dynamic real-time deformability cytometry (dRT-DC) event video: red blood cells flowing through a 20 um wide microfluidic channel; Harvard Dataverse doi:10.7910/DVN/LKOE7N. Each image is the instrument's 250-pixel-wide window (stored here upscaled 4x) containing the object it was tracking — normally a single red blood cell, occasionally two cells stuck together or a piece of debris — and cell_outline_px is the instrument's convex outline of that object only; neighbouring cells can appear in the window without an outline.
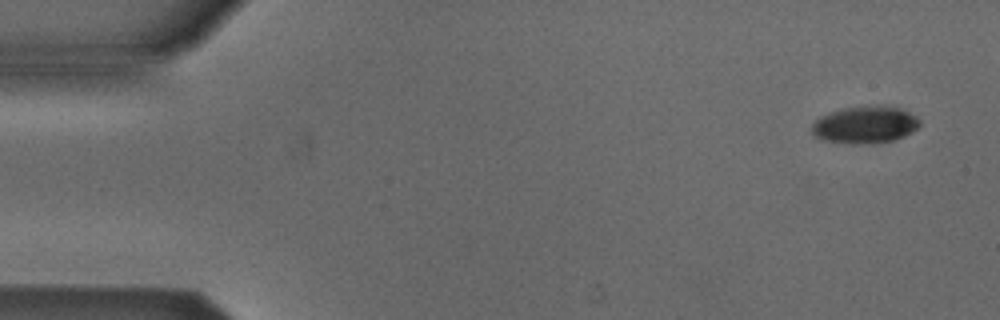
{"species": "Egyptian fruit bat (a non-hibernating species)", "species_latin": "Rousettus aegyptiacus", "temperature_condition": "cold", "stored_images_in_passage": 5, "camera_frame_rate_fps": 3000, "um_per_image_px": 0.085, "animal": {"sex": "male"}, "frame": {"image": 1, "passage_image": 1, "time_ms": 0.0, "image_size_px": [1000, 320], "cell_outline_px": [[920, 124], [912, 132], [904, 136], [892, 140], [824, 140], [816, 136], [812, 132], [812, 124], [820, 116], [844, 108], [900, 108], [916, 116], [920, 120]], "centroid_in_image_um": [73.55, 10.57], "position_along_channel_um": 11.5, "area_um2": 21.33}}
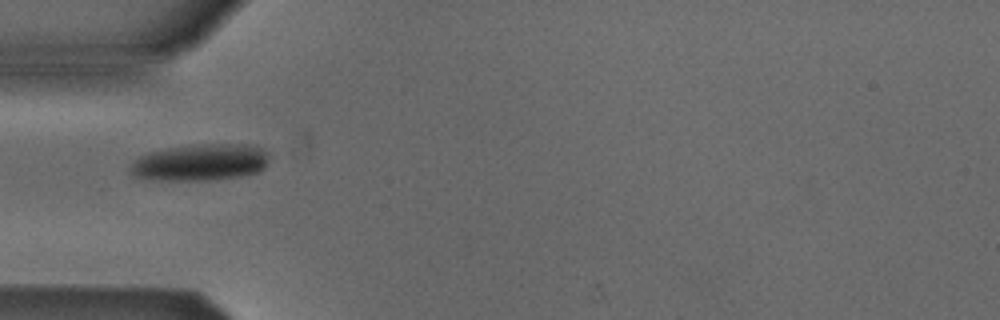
{"frame": {"image": 2, "passage_image": 5, "time_ms": 4.667, "image_size_px": [1000, 320], "cell_outline_px": [[268, 160], [264, 168], [260, 172], [240, 176], [208, 180], [148, 180], [132, 176], [128, 168], [140, 156], [148, 152], [168, 148], [192, 144], [248, 144], [264, 148], [268, 152]], "centroid_in_image_um": [17.02, 13.8], "position_along_channel_um": 68.0, "area_um2": 30.11}}